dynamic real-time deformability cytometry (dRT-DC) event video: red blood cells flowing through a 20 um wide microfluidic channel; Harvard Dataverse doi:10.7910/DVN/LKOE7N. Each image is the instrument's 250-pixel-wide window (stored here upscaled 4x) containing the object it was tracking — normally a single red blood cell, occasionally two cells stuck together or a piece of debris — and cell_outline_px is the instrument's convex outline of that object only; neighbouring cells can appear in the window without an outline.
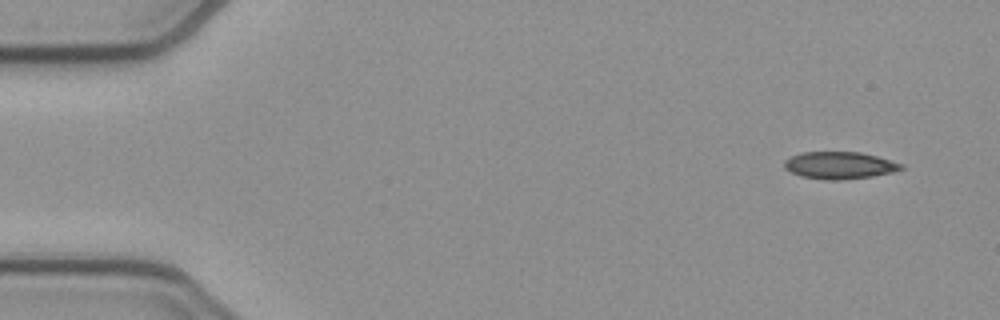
{"species": "common noctule bat (a hibernating species)", "species_latin": "Nyctalus noctula", "temperature_condition": "cold", "stored_images_in_passage": 49, "camera_frame_rate_fps": 3000, "um_per_image_px": 0.085, "animal": {"sex": "female", "body_mass_g": 21.9}, "frame": {"image": 1, "passage_image": 1, "time_ms": 0.0, "image_size_px": [1000, 320], "cell_outline_px": [[904, 168], [892, 172], [872, 176], [840, 180], [828, 180], [800, 176], [784, 168], [784, 160], [800, 152], [860, 152], [876, 156], [904, 164]], "centroid_in_image_um": [71.35, 14.05], "position_along_channel_um": 13.7, "area_um2": 18.44}}
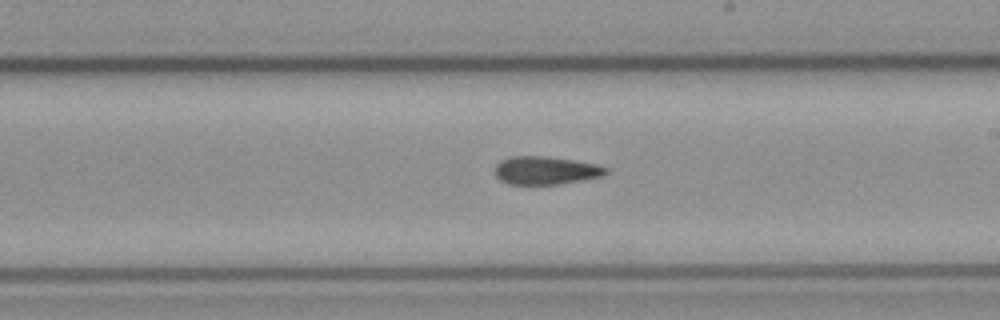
{"frame": {"image": 2, "passage_image": 27, "time_ms": 8.667, "image_size_px": [1000, 320], "cell_outline_px": [[608, 172], [604, 176], [560, 184], [508, 184], [500, 180], [496, 176], [496, 164], [500, 160], [512, 156], [544, 156], [572, 160], [596, 164], [608, 168]], "centroid_in_image_um": [46.39, 14.49], "position_along_channel_um": 242.6, "area_um2": 18.15}}
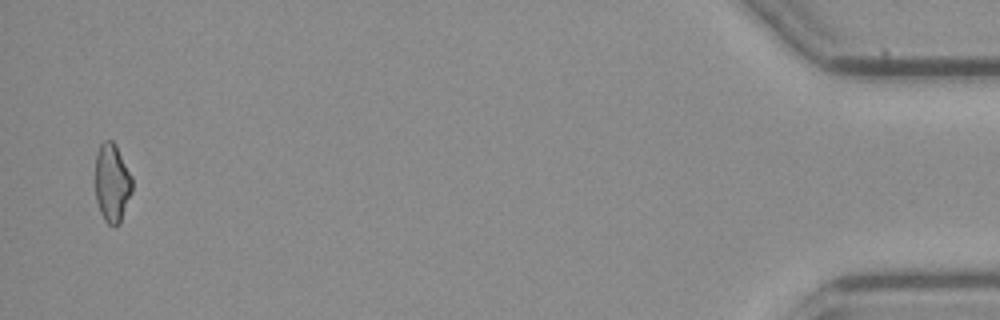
{"frame": {"image": 3, "passage_image": 48, "time_ms": 15.667, "image_size_px": [1000, 320], "cell_outline_px": [[132, 192], [120, 224], [108, 224], [104, 220], [100, 212], [96, 200], [96, 156], [100, 144], [104, 140], [112, 140], [116, 144], [132, 176]], "centroid_in_image_um": [9.54, 15.53], "position_along_channel_um": 425.7, "area_um2": 16.94}}